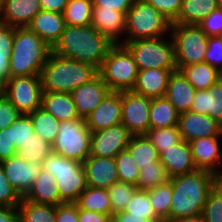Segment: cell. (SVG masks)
<instances>
[{"mask_svg":"<svg viewBox=\"0 0 222 222\" xmlns=\"http://www.w3.org/2000/svg\"><path fill=\"white\" fill-rule=\"evenodd\" d=\"M114 45L91 24L87 26L66 25L52 53L91 64L99 69L108 51Z\"/></svg>","mask_w":222,"mask_h":222,"instance_id":"6da1fadb","label":"cell"},{"mask_svg":"<svg viewBox=\"0 0 222 222\" xmlns=\"http://www.w3.org/2000/svg\"><path fill=\"white\" fill-rule=\"evenodd\" d=\"M172 203L169 216L163 222L202 214L208 194L213 190L212 172L196 170L170 178Z\"/></svg>","mask_w":222,"mask_h":222,"instance_id":"7a4b0ae2","label":"cell"},{"mask_svg":"<svg viewBox=\"0 0 222 222\" xmlns=\"http://www.w3.org/2000/svg\"><path fill=\"white\" fill-rule=\"evenodd\" d=\"M98 68L51 52L41 71L42 90L71 93L77 87L94 79Z\"/></svg>","mask_w":222,"mask_h":222,"instance_id":"3957f363","label":"cell"},{"mask_svg":"<svg viewBox=\"0 0 222 222\" xmlns=\"http://www.w3.org/2000/svg\"><path fill=\"white\" fill-rule=\"evenodd\" d=\"M52 48L28 27H15L11 58V77L40 75Z\"/></svg>","mask_w":222,"mask_h":222,"instance_id":"277c9868","label":"cell"},{"mask_svg":"<svg viewBox=\"0 0 222 222\" xmlns=\"http://www.w3.org/2000/svg\"><path fill=\"white\" fill-rule=\"evenodd\" d=\"M171 22L154 6L143 0H135L127 12L126 36L121 39L129 42L139 39H153L168 36Z\"/></svg>","mask_w":222,"mask_h":222,"instance_id":"5b68a950","label":"cell"},{"mask_svg":"<svg viewBox=\"0 0 222 222\" xmlns=\"http://www.w3.org/2000/svg\"><path fill=\"white\" fill-rule=\"evenodd\" d=\"M138 67L123 44H114L98 69L110 91H130L136 83Z\"/></svg>","mask_w":222,"mask_h":222,"instance_id":"8992f818","label":"cell"},{"mask_svg":"<svg viewBox=\"0 0 222 222\" xmlns=\"http://www.w3.org/2000/svg\"><path fill=\"white\" fill-rule=\"evenodd\" d=\"M42 168L55 176L60 198L65 203H74L87 187L85 171L80 161L52 152L42 162Z\"/></svg>","mask_w":222,"mask_h":222,"instance_id":"52a82bcc","label":"cell"},{"mask_svg":"<svg viewBox=\"0 0 222 222\" xmlns=\"http://www.w3.org/2000/svg\"><path fill=\"white\" fill-rule=\"evenodd\" d=\"M177 70L183 66L203 63L207 51L208 36L195 24H171Z\"/></svg>","mask_w":222,"mask_h":222,"instance_id":"ba28073f","label":"cell"},{"mask_svg":"<svg viewBox=\"0 0 222 222\" xmlns=\"http://www.w3.org/2000/svg\"><path fill=\"white\" fill-rule=\"evenodd\" d=\"M139 39L122 44L132 54L138 70L154 69H177L175 63L174 45L171 36ZM169 41H168V40Z\"/></svg>","mask_w":222,"mask_h":222,"instance_id":"9c48e42d","label":"cell"},{"mask_svg":"<svg viewBox=\"0 0 222 222\" xmlns=\"http://www.w3.org/2000/svg\"><path fill=\"white\" fill-rule=\"evenodd\" d=\"M58 129L53 153L80 162L90 156L91 131L85 118L60 122Z\"/></svg>","mask_w":222,"mask_h":222,"instance_id":"30bf717a","label":"cell"},{"mask_svg":"<svg viewBox=\"0 0 222 222\" xmlns=\"http://www.w3.org/2000/svg\"><path fill=\"white\" fill-rule=\"evenodd\" d=\"M42 92L40 75L11 77L2 88L4 96L23 115L41 108Z\"/></svg>","mask_w":222,"mask_h":222,"instance_id":"8fae6325","label":"cell"},{"mask_svg":"<svg viewBox=\"0 0 222 222\" xmlns=\"http://www.w3.org/2000/svg\"><path fill=\"white\" fill-rule=\"evenodd\" d=\"M153 99L132 90L121 92V124L132 135H145L150 129L149 110Z\"/></svg>","mask_w":222,"mask_h":222,"instance_id":"7c38bea8","label":"cell"},{"mask_svg":"<svg viewBox=\"0 0 222 222\" xmlns=\"http://www.w3.org/2000/svg\"><path fill=\"white\" fill-rule=\"evenodd\" d=\"M131 137L123 124L91 132L90 156L114 158L126 149Z\"/></svg>","mask_w":222,"mask_h":222,"instance_id":"4fadbf2b","label":"cell"},{"mask_svg":"<svg viewBox=\"0 0 222 222\" xmlns=\"http://www.w3.org/2000/svg\"><path fill=\"white\" fill-rule=\"evenodd\" d=\"M2 165L7 180L21 197L28 193L42 170V164L27 162L17 155L2 161Z\"/></svg>","mask_w":222,"mask_h":222,"instance_id":"5bb4252c","label":"cell"},{"mask_svg":"<svg viewBox=\"0 0 222 222\" xmlns=\"http://www.w3.org/2000/svg\"><path fill=\"white\" fill-rule=\"evenodd\" d=\"M178 129L181 140L222 136V125L209 115L186 111L179 114Z\"/></svg>","mask_w":222,"mask_h":222,"instance_id":"9a60e30c","label":"cell"},{"mask_svg":"<svg viewBox=\"0 0 222 222\" xmlns=\"http://www.w3.org/2000/svg\"><path fill=\"white\" fill-rule=\"evenodd\" d=\"M121 92L110 91L85 118L91 132L121 124Z\"/></svg>","mask_w":222,"mask_h":222,"instance_id":"2e32d148","label":"cell"},{"mask_svg":"<svg viewBox=\"0 0 222 222\" xmlns=\"http://www.w3.org/2000/svg\"><path fill=\"white\" fill-rule=\"evenodd\" d=\"M221 138L222 136H210L189 142L192 159L198 170L213 173L222 168V150L219 143Z\"/></svg>","mask_w":222,"mask_h":222,"instance_id":"e0dca14e","label":"cell"},{"mask_svg":"<svg viewBox=\"0 0 222 222\" xmlns=\"http://www.w3.org/2000/svg\"><path fill=\"white\" fill-rule=\"evenodd\" d=\"M126 18V13L104 6H93L90 24L114 44H121L120 36L126 34Z\"/></svg>","mask_w":222,"mask_h":222,"instance_id":"ac0fdd59","label":"cell"},{"mask_svg":"<svg viewBox=\"0 0 222 222\" xmlns=\"http://www.w3.org/2000/svg\"><path fill=\"white\" fill-rule=\"evenodd\" d=\"M89 187L108 189L119 181L114 158L89 156L82 162Z\"/></svg>","mask_w":222,"mask_h":222,"instance_id":"d6986e66","label":"cell"},{"mask_svg":"<svg viewBox=\"0 0 222 222\" xmlns=\"http://www.w3.org/2000/svg\"><path fill=\"white\" fill-rule=\"evenodd\" d=\"M110 92L99 74L87 83L82 84L70 94L81 118H86Z\"/></svg>","mask_w":222,"mask_h":222,"instance_id":"ffe728a7","label":"cell"},{"mask_svg":"<svg viewBox=\"0 0 222 222\" xmlns=\"http://www.w3.org/2000/svg\"><path fill=\"white\" fill-rule=\"evenodd\" d=\"M159 161L167 170L170 178L197 170L192 159L189 142L184 140L159 153Z\"/></svg>","mask_w":222,"mask_h":222,"instance_id":"44dd1931","label":"cell"},{"mask_svg":"<svg viewBox=\"0 0 222 222\" xmlns=\"http://www.w3.org/2000/svg\"><path fill=\"white\" fill-rule=\"evenodd\" d=\"M40 10L39 0H5L0 8V23L27 27Z\"/></svg>","mask_w":222,"mask_h":222,"instance_id":"7402d4cb","label":"cell"},{"mask_svg":"<svg viewBox=\"0 0 222 222\" xmlns=\"http://www.w3.org/2000/svg\"><path fill=\"white\" fill-rule=\"evenodd\" d=\"M27 27L52 48L65 30L66 23L63 13L41 9Z\"/></svg>","mask_w":222,"mask_h":222,"instance_id":"603a6c76","label":"cell"},{"mask_svg":"<svg viewBox=\"0 0 222 222\" xmlns=\"http://www.w3.org/2000/svg\"><path fill=\"white\" fill-rule=\"evenodd\" d=\"M177 69H146L139 70L132 91L147 97H164L168 79Z\"/></svg>","mask_w":222,"mask_h":222,"instance_id":"cb8c5ba5","label":"cell"},{"mask_svg":"<svg viewBox=\"0 0 222 222\" xmlns=\"http://www.w3.org/2000/svg\"><path fill=\"white\" fill-rule=\"evenodd\" d=\"M190 111L209 115L222 125V77L207 90H196Z\"/></svg>","mask_w":222,"mask_h":222,"instance_id":"d4e9b609","label":"cell"},{"mask_svg":"<svg viewBox=\"0 0 222 222\" xmlns=\"http://www.w3.org/2000/svg\"><path fill=\"white\" fill-rule=\"evenodd\" d=\"M195 94L196 89L187 81L180 70L171 73L165 97L179 113L190 111Z\"/></svg>","mask_w":222,"mask_h":222,"instance_id":"484cf974","label":"cell"},{"mask_svg":"<svg viewBox=\"0 0 222 222\" xmlns=\"http://www.w3.org/2000/svg\"><path fill=\"white\" fill-rule=\"evenodd\" d=\"M41 108L59 122L81 118L70 93L43 91Z\"/></svg>","mask_w":222,"mask_h":222,"instance_id":"4316f807","label":"cell"},{"mask_svg":"<svg viewBox=\"0 0 222 222\" xmlns=\"http://www.w3.org/2000/svg\"><path fill=\"white\" fill-rule=\"evenodd\" d=\"M23 198L34 203L53 206L65 203L60 198L55 176L43 168L34 180L31 189Z\"/></svg>","mask_w":222,"mask_h":222,"instance_id":"83f0119b","label":"cell"},{"mask_svg":"<svg viewBox=\"0 0 222 222\" xmlns=\"http://www.w3.org/2000/svg\"><path fill=\"white\" fill-rule=\"evenodd\" d=\"M218 7L217 0H182L178 17L171 24L197 25Z\"/></svg>","mask_w":222,"mask_h":222,"instance_id":"f1b7e54d","label":"cell"},{"mask_svg":"<svg viewBox=\"0 0 222 222\" xmlns=\"http://www.w3.org/2000/svg\"><path fill=\"white\" fill-rule=\"evenodd\" d=\"M180 71L196 90H207L222 77L217 68L205 62L183 66Z\"/></svg>","mask_w":222,"mask_h":222,"instance_id":"f546056e","label":"cell"},{"mask_svg":"<svg viewBox=\"0 0 222 222\" xmlns=\"http://www.w3.org/2000/svg\"><path fill=\"white\" fill-rule=\"evenodd\" d=\"M74 203L82 210L114 216L107 189L87 186Z\"/></svg>","mask_w":222,"mask_h":222,"instance_id":"4dcf8cb0","label":"cell"},{"mask_svg":"<svg viewBox=\"0 0 222 222\" xmlns=\"http://www.w3.org/2000/svg\"><path fill=\"white\" fill-rule=\"evenodd\" d=\"M179 114L165 96L154 98L149 110L150 129L178 126Z\"/></svg>","mask_w":222,"mask_h":222,"instance_id":"1f68e13d","label":"cell"},{"mask_svg":"<svg viewBox=\"0 0 222 222\" xmlns=\"http://www.w3.org/2000/svg\"><path fill=\"white\" fill-rule=\"evenodd\" d=\"M126 149L135 160L139 169L143 166L153 165V162H160L157 148L146 135H132Z\"/></svg>","mask_w":222,"mask_h":222,"instance_id":"d6a6232c","label":"cell"},{"mask_svg":"<svg viewBox=\"0 0 222 222\" xmlns=\"http://www.w3.org/2000/svg\"><path fill=\"white\" fill-rule=\"evenodd\" d=\"M17 209L18 222H56L53 205L34 203L22 197Z\"/></svg>","mask_w":222,"mask_h":222,"instance_id":"836d02e7","label":"cell"},{"mask_svg":"<svg viewBox=\"0 0 222 222\" xmlns=\"http://www.w3.org/2000/svg\"><path fill=\"white\" fill-rule=\"evenodd\" d=\"M28 115L33 124L35 134L53 144L58 134L60 122L42 108L36 109Z\"/></svg>","mask_w":222,"mask_h":222,"instance_id":"e575fe53","label":"cell"},{"mask_svg":"<svg viewBox=\"0 0 222 222\" xmlns=\"http://www.w3.org/2000/svg\"><path fill=\"white\" fill-rule=\"evenodd\" d=\"M91 0H68L63 12L66 25L87 26L91 23Z\"/></svg>","mask_w":222,"mask_h":222,"instance_id":"d590c367","label":"cell"},{"mask_svg":"<svg viewBox=\"0 0 222 222\" xmlns=\"http://www.w3.org/2000/svg\"><path fill=\"white\" fill-rule=\"evenodd\" d=\"M15 27L0 23V83L11 78L10 63Z\"/></svg>","mask_w":222,"mask_h":222,"instance_id":"8d00e7d4","label":"cell"},{"mask_svg":"<svg viewBox=\"0 0 222 222\" xmlns=\"http://www.w3.org/2000/svg\"><path fill=\"white\" fill-rule=\"evenodd\" d=\"M53 152L52 144L32 133L30 140L24 148H17V156L23 157L27 162L40 163Z\"/></svg>","mask_w":222,"mask_h":222,"instance_id":"74e56055","label":"cell"},{"mask_svg":"<svg viewBox=\"0 0 222 222\" xmlns=\"http://www.w3.org/2000/svg\"><path fill=\"white\" fill-rule=\"evenodd\" d=\"M170 181L167 170L160 162L153 165L143 166L139 171L137 188L148 190Z\"/></svg>","mask_w":222,"mask_h":222,"instance_id":"f35d334b","label":"cell"},{"mask_svg":"<svg viewBox=\"0 0 222 222\" xmlns=\"http://www.w3.org/2000/svg\"><path fill=\"white\" fill-rule=\"evenodd\" d=\"M155 214L164 221L169 216L172 203V185L170 182L147 190Z\"/></svg>","mask_w":222,"mask_h":222,"instance_id":"ab89813d","label":"cell"},{"mask_svg":"<svg viewBox=\"0 0 222 222\" xmlns=\"http://www.w3.org/2000/svg\"><path fill=\"white\" fill-rule=\"evenodd\" d=\"M123 212L131 216H142L151 220H161L153 210L147 190L137 189L128 201Z\"/></svg>","mask_w":222,"mask_h":222,"instance_id":"60d3db41","label":"cell"},{"mask_svg":"<svg viewBox=\"0 0 222 222\" xmlns=\"http://www.w3.org/2000/svg\"><path fill=\"white\" fill-rule=\"evenodd\" d=\"M119 181L137 186L139 167L127 149L120 151L114 157Z\"/></svg>","mask_w":222,"mask_h":222,"instance_id":"b9f144b4","label":"cell"},{"mask_svg":"<svg viewBox=\"0 0 222 222\" xmlns=\"http://www.w3.org/2000/svg\"><path fill=\"white\" fill-rule=\"evenodd\" d=\"M145 135L157 148L158 153L169 149L172 145L181 141L178 126L149 129Z\"/></svg>","mask_w":222,"mask_h":222,"instance_id":"7bdbcfd3","label":"cell"},{"mask_svg":"<svg viewBox=\"0 0 222 222\" xmlns=\"http://www.w3.org/2000/svg\"><path fill=\"white\" fill-rule=\"evenodd\" d=\"M137 189V186L122 181L113 183L107 189L114 215L124 211L128 201L132 198Z\"/></svg>","mask_w":222,"mask_h":222,"instance_id":"ee69618b","label":"cell"},{"mask_svg":"<svg viewBox=\"0 0 222 222\" xmlns=\"http://www.w3.org/2000/svg\"><path fill=\"white\" fill-rule=\"evenodd\" d=\"M9 129H11L12 143H15L17 148H24V145L32 137V133H34L33 124L29 115L23 114L9 126Z\"/></svg>","mask_w":222,"mask_h":222,"instance_id":"f6af8a7d","label":"cell"},{"mask_svg":"<svg viewBox=\"0 0 222 222\" xmlns=\"http://www.w3.org/2000/svg\"><path fill=\"white\" fill-rule=\"evenodd\" d=\"M201 216L205 222H222V196L216 191L208 194Z\"/></svg>","mask_w":222,"mask_h":222,"instance_id":"bcb514c9","label":"cell"},{"mask_svg":"<svg viewBox=\"0 0 222 222\" xmlns=\"http://www.w3.org/2000/svg\"><path fill=\"white\" fill-rule=\"evenodd\" d=\"M22 197L7 180L0 162V207H18Z\"/></svg>","mask_w":222,"mask_h":222,"instance_id":"7dc6e473","label":"cell"},{"mask_svg":"<svg viewBox=\"0 0 222 222\" xmlns=\"http://www.w3.org/2000/svg\"><path fill=\"white\" fill-rule=\"evenodd\" d=\"M208 36H222V7H218L197 24Z\"/></svg>","mask_w":222,"mask_h":222,"instance_id":"c3c4849f","label":"cell"},{"mask_svg":"<svg viewBox=\"0 0 222 222\" xmlns=\"http://www.w3.org/2000/svg\"><path fill=\"white\" fill-rule=\"evenodd\" d=\"M204 62L222 73V36L208 37Z\"/></svg>","mask_w":222,"mask_h":222,"instance_id":"681fc988","label":"cell"},{"mask_svg":"<svg viewBox=\"0 0 222 222\" xmlns=\"http://www.w3.org/2000/svg\"><path fill=\"white\" fill-rule=\"evenodd\" d=\"M154 6L171 23L178 17L182 0H143Z\"/></svg>","mask_w":222,"mask_h":222,"instance_id":"f907efd6","label":"cell"},{"mask_svg":"<svg viewBox=\"0 0 222 222\" xmlns=\"http://www.w3.org/2000/svg\"><path fill=\"white\" fill-rule=\"evenodd\" d=\"M21 114L9 102L3 93L0 94V130L12 125Z\"/></svg>","mask_w":222,"mask_h":222,"instance_id":"816d5d0a","label":"cell"},{"mask_svg":"<svg viewBox=\"0 0 222 222\" xmlns=\"http://www.w3.org/2000/svg\"><path fill=\"white\" fill-rule=\"evenodd\" d=\"M17 147L12 143L11 129L9 127L0 130V162L15 156Z\"/></svg>","mask_w":222,"mask_h":222,"instance_id":"f5cc1de1","label":"cell"},{"mask_svg":"<svg viewBox=\"0 0 222 222\" xmlns=\"http://www.w3.org/2000/svg\"><path fill=\"white\" fill-rule=\"evenodd\" d=\"M56 222H79L78 207L75 203H63L55 206Z\"/></svg>","mask_w":222,"mask_h":222,"instance_id":"db71d44e","label":"cell"},{"mask_svg":"<svg viewBox=\"0 0 222 222\" xmlns=\"http://www.w3.org/2000/svg\"><path fill=\"white\" fill-rule=\"evenodd\" d=\"M93 6H104L108 9H114L126 13L131 8L135 0H91Z\"/></svg>","mask_w":222,"mask_h":222,"instance_id":"11a10c76","label":"cell"},{"mask_svg":"<svg viewBox=\"0 0 222 222\" xmlns=\"http://www.w3.org/2000/svg\"><path fill=\"white\" fill-rule=\"evenodd\" d=\"M110 216L78 208L79 222H108Z\"/></svg>","mask_w":222,"mask_h":222,"instance_id":"9f6ffc18","label":"cell"},{"mask_svg":"<svg viewBox=\"0 0 222 222\" xmlns=\"http://www.w3.org/2000/svg\"><path fill=\"white\" fill-rule=\"evenodd\" d=\"M41 9L51 12L63 13L68 0H39Z\"/></svg>","mask_w":222,"mask_h":222,"instance_id":"6f0895ef","label":"cell"},{"mask_svg":"<svg viewBox=\"0 0 222 222\" xmlns=\"http://www.w3.org/2000/svg\"><path fill=\"white\" fill-rule=\"evenodd\" d=\"M0 222H18L17 207H0Z\"/></svg>","mask_w":222,"mask_h":222,"instance_id":"680465c9","label":"cell"},{"mask_svg":"<svg viewBox=\"0 0 222 222\" xmlns=\"http://www.w3.org/2000/svg\"><path fill=\"white\" fill-rule=\"evenodd\" d=\"M119 222H163L162 220H151L142 216H131L125 212H119L114 215Z\"/></svg>","mask_w":222,"mask_h":222,"instance_id":"91938a15","label":"cell"},{"mask_svg":"<svg viewBox=\"0 0 222 222\" xmlns=\"http://www.w3.org/2000/svg\"><path fill=\"white\" fill-rule=\"evenodd\" d=\"M216 170L212 173L213 190L222 196V170Z\"/></svg>","mask_w":222,"mask_h":222,"instance_id":"94428289","label":"cell"},{"mask_svg":"<svg viewBox=\"0 0 222 222\" xmlns=\"http://www.w3.org/2000/svg\"><path fill=\"white\" fill-rule=\"evenodd\" d=\"M171 222H205L201 215L193 216V217H183L173 220Z\"/></svg>","mask_w":222,"mask_h":222,"instance_id":"6125c7cd","label":"cell"},{"mask_svg":"<svg viewBox=\"0 0 222 222\" xmlns=\"http://www.w3.org/2000/svg\"><path fill=\"white\" fill-rule=\"evenodd\" d=\"M108 222H119L114 216H111Z\"/></svg>","mask_w":222,"mask_h":222,"instance_id":"be15d7a7","label":"cell"},{"mask_svg":"<svg viewBox=\"0 0 222 222\" xmlns=\"http://www.w3.org/2000/svg\"><path fill=\"white\" fill-rule=\"evenodd\" d=\"M219 7H222V0H217Z\"/></svg>","mask_w":222,"mask_h":222,"instance_id":"e7e4bbea","label":"cell"},{"mask_svg":"<svg viewBox=\"0 0 222 222\" xmlns=\"http://www.w3.org/2000/svg\"><path fill=\"white\" fill-rule=\"evenodd\" d=\"M4 2H5V0H0V8L2 7Z\"/></svg>","mask_w":222,"mask_h":222,"instance_id":"03108f58","label":"cell"},{"mask_svg":"<svg viewBox=\"0 0 222 222\" xmlns=\"http://www.w3.org/2000/svg\"><path fill=\"white\" fill-rule=\"evenodd\" d=\"M3 85L0 83V94L2 93Z\"/></svg>","mask_w":222,"mask_h":222,"instance_id":"003e7915","label":"cell"}]
</instances>
